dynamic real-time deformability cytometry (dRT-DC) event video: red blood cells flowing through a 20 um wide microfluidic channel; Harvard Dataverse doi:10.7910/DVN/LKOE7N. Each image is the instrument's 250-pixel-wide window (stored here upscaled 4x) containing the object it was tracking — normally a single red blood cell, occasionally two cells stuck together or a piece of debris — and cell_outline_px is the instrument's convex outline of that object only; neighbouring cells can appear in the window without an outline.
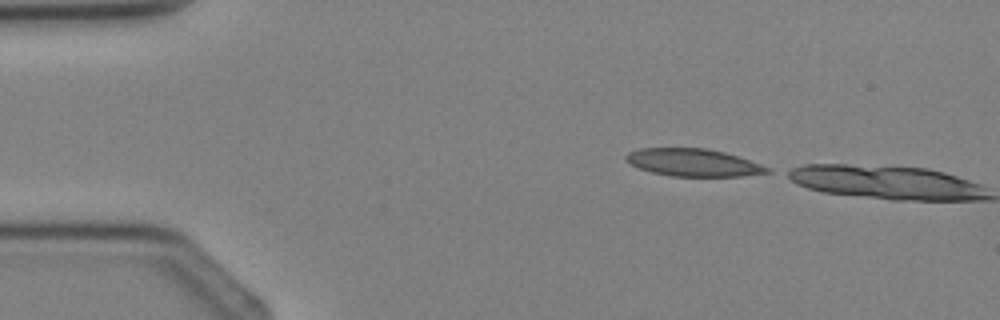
{"species": "Egyptian fruit bat (a non-hibernating species)", "species_latin": "Rousettus aegyptiacus", "temperature_condition": "cold", "stored_images_in_passage": 2, "camera_frame_rate_fps": 3000, "um_per_image_px": 0.085, "animal": {"sex": "female"}, "frame": {"image": 1, "passage_image": 1, "time_ms": 0.0, "image_size_px": [1000, 320], "cell_outline_px": [[772, 172], [740, 176], [672, 176], [652, 172], [640, 168], [632, 164], [624, 156], [628, 152], [640, 148], [704, 148], [724, 152], [772, 168]], "centroid_in_image_um": [58.94, 13.81], "position_along_channel_um": 26.1, "area_um2": 22.37}}